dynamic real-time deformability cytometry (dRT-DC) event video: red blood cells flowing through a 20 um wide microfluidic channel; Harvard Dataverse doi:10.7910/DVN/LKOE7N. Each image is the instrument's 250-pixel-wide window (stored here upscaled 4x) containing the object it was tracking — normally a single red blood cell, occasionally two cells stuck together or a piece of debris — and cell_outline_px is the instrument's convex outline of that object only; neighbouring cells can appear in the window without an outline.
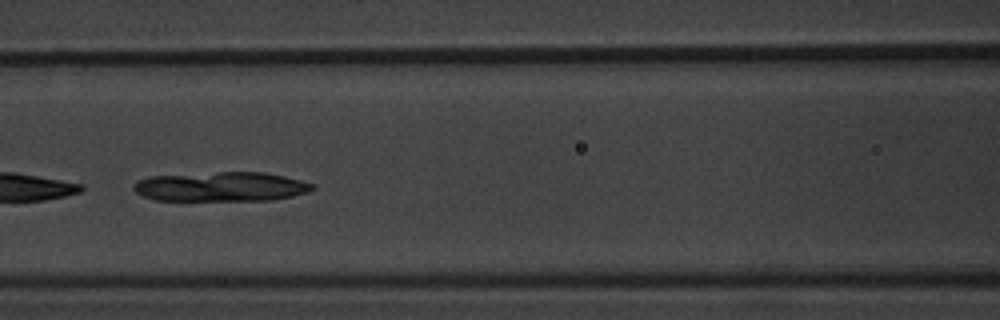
{"species": "common noctule bat (a hibernating species)", "species_latin": "Nyctalus noctula", "temperature_condition": "warm", "stored_images_in_passage": 8, "camera_frame_rate_fps": 3000, "um_per_image_px": 0.085, "animal": {"sex": "male", "body_mass_g": 20.1, "forearm_length_mm": 53.5}, "frame": {"image": 1, "passage_image": 6, "time_ms": 6.667, "image_size_px": [1000, 320], "cell_outline_px": [[316, 188], [308, 192], [292, 196], [272, 200], [156, 200], [144, 196], [136, 192], [132, 188], [132, 184], [136, 180], [148, 176], [220, 172], [264, 172], [284, 176], [316, 184]], "centroid_in_image_um": [18.79, 15.86], "position_along_channel_um": 147.8, "area_um2": 30.87}}
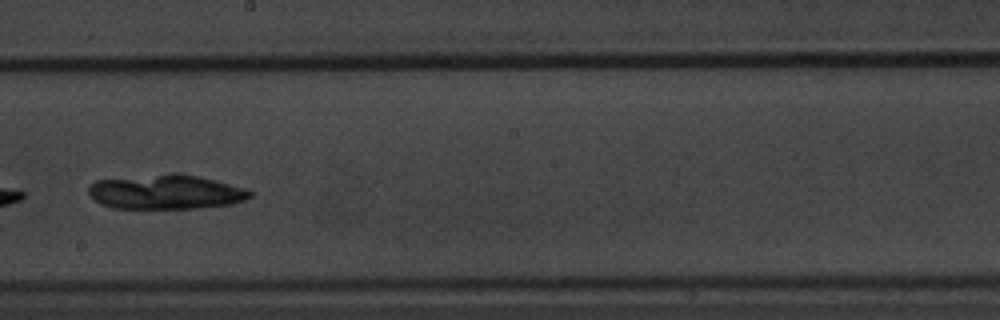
{"frame": {"image": 2, "passage_image": 8, "time_ms": 9.0, "image_size_px": [1000, 320], "cell_outline_px": [[252, 196], [244, 200], [232, 204], [196, 208], [112, 208], [100, 204], [88, 192], [88, 188], [96, 180], [156, 176], [196, 176], [216, 180], [248, 188], [252, 192]], "centroid_in_image_um": [14.16, 16.36], "position_along_channel_um": 234.0, "area_um2": 31.39}}